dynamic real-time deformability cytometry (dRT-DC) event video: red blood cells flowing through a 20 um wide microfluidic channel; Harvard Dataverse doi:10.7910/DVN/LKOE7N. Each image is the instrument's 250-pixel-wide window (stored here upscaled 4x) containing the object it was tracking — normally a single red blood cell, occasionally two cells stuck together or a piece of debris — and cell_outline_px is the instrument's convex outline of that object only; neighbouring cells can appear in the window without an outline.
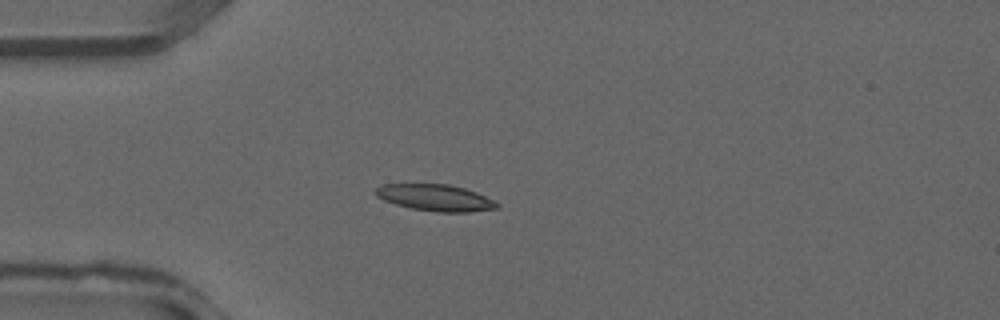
{"species": "common noctule bat (a hibernating species)", "species_latin": "Nyctalus noctula", "temperature_condition": "warm", "stored_images_in_passage": 38, "camera_frame_rate_fps": 3000, "um_per_image_px": 0.085, "animal": {"sex": "male", "forearm_length_mm": 52.5}, "frame": {"image": 1, "passage_image": 11, "time_ms": 3.333, "image_size_px": [1000, 320], "cell_outline_px": [[500, 208], [468, 212], [436, 212], [412, 208], [396, 204], [384, 200], [376, 196], [372, 192], [376, 188], [384, 184], [448, 184], [464, 188], [476, 192], [500, 204]], "centroid_in_image_um": [36.99, 16.8], "position_along_channel_um": 48.0, "area_um2": 18.73}}
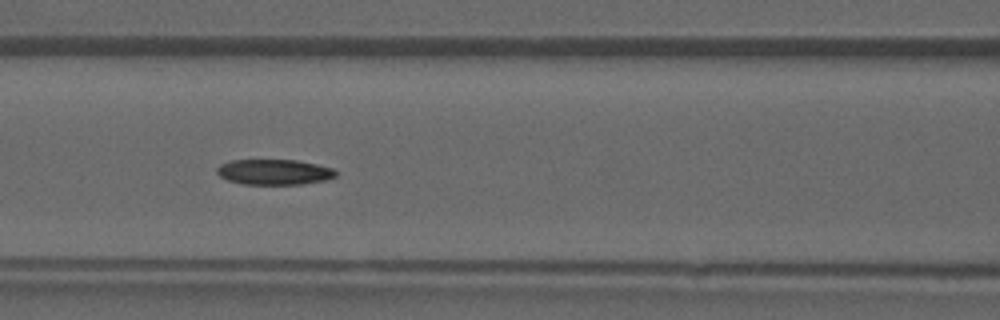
{"frame": {"image": 2, "passage_image": 17, "time_ms": 5.333, "image_size_px": [1000, 320], "cell_outline_px": [[336, 176], [324, 180], [300, 184], [240, 184], [228, 180], [220, 176], [216, 172], [216, 168], [220, 164], [232, 160], [296, 160], [316, 164], [332, 168], [336, 172]], "centroid_in_image_um": [23.26, 14.62], "position_along_channel_um": 143.3, "area_um2": 17.51}}
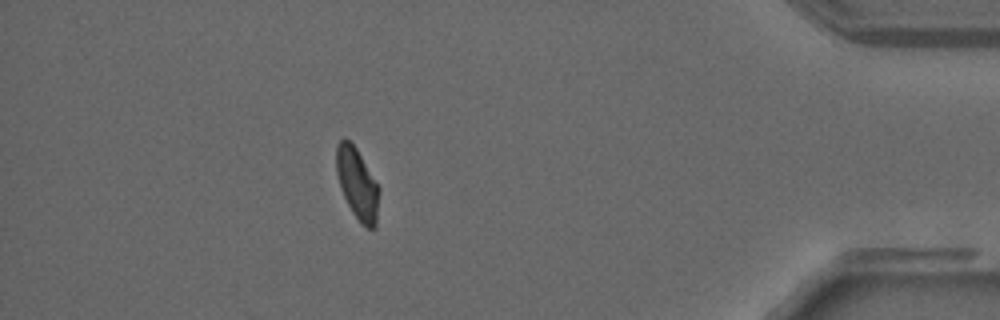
{"frame": {"image": 3, "passage_image": 34, "time_ms": 11.0, "image_size_px": [1000, 320], "cell_outline_px": [[380, 188], [376, 228], [368, 228], [360, 224], [352, 212], [340, 188], [336, 172], [336, 148], [340, 140], [344, 136], [356, 148]], "centroid_in_image_um": [30.37, 15.64], "position_along_channel_um": 404.8, "area_um2": 17.8}}